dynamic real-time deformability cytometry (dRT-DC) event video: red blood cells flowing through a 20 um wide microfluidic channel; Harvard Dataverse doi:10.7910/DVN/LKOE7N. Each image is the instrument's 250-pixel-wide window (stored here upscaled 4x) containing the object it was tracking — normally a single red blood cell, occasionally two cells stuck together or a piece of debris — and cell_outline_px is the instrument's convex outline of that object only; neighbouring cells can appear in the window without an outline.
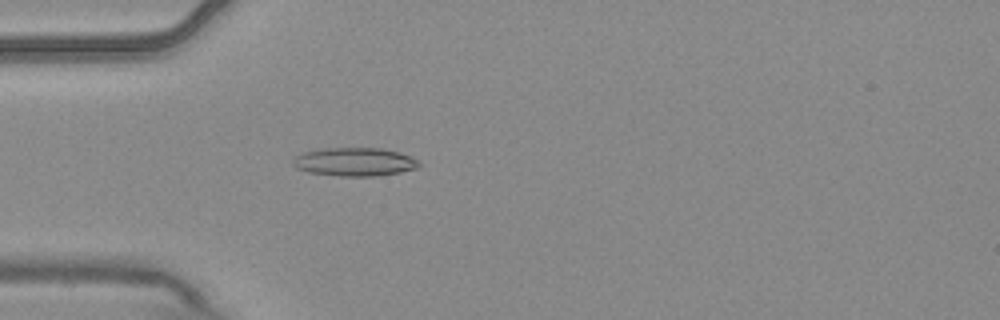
{"species": "common noctule bat (a hibernating species)", "species_latin": "Nyctalus noctula", "temperature_condition": "warm", "stored_images_in_passage": 5, "camera_frame_rate_fps": 3000, "um_per_image_px": 0.085, "animal": {"sex": "male", "body_mass_g": 20.4}, "frame": {"image": 1, "passage_image": 5, "time_ms": 1.333, "image_size_px": [1000, 320], "cell_outline_px": [[420, 164], [416, 168], [400, 172], [380, 176], [340, 176], [308, 172], [296, 168], [292, 164], [292, 160], [296, 156], [304, 152], [328, 148], [380, 148], [400, 152], [416, 160]], "centroid_in_image_um": [30.12, 13.76], "position_along_channel_um": 54.9, "area_um2": 20.75}}